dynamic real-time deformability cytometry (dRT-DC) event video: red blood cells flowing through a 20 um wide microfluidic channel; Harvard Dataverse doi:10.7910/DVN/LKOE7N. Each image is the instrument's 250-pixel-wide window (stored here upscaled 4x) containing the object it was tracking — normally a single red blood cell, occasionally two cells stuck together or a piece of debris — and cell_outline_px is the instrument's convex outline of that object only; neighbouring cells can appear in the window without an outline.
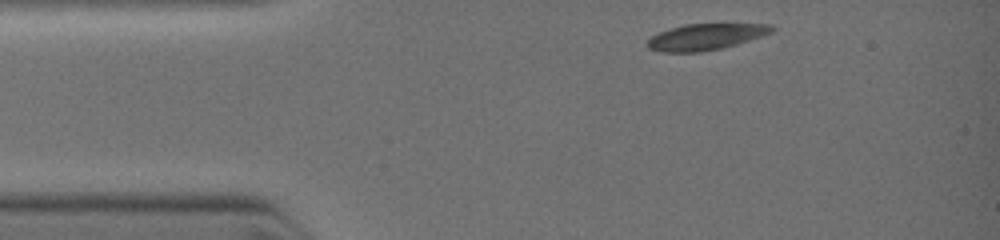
{"species": "common noctule bat (a hibernating species)", "species_latin": "Nyctalus noctula", "temperature_condition": "warm", "stored_images_in_passage": 12, "camera_frame_rate_fps": 3000, "um_per_image_px": 0.085, "animal": {"sex": "female", "body_mass_g": 19.0, "forearm_length_mm": 51.5}, "frame": {"image": 1, "passage_image": 1, "time_ms": 0.0, "image_size_px": [1000, 240], "cell_outline_px": [[772, 28], [768, 32], [760, 36], [736, 44], [720, 48], [700, 52], [664, 52], [648, 48], [648, 40], [652, 36], [660, 32], [684, 24], [768, 24]], "centroid_in_image_um": [59.91, 3.13], "position_along_channel_um": 25.1, "area_um2": 18.38}}
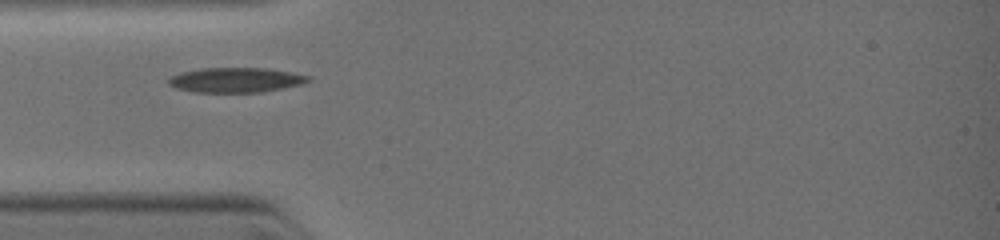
{"frame": {"image": 2, "passage_image": 10, "time_ms": 1.667, "image_size_px": [1000, 240], "cell_outline_px": [[312, 80], [300, 84], [260, 92], [196, 92], [176, 88], [168, 84], [168, 80], [172, 76], [184, 72], [200, 68], [264, 68], [312, 76]], "centroid_in_image_um": [20.04, 6.8], "position_along_channel_um": 65.0, "area_um2": 19.88}}